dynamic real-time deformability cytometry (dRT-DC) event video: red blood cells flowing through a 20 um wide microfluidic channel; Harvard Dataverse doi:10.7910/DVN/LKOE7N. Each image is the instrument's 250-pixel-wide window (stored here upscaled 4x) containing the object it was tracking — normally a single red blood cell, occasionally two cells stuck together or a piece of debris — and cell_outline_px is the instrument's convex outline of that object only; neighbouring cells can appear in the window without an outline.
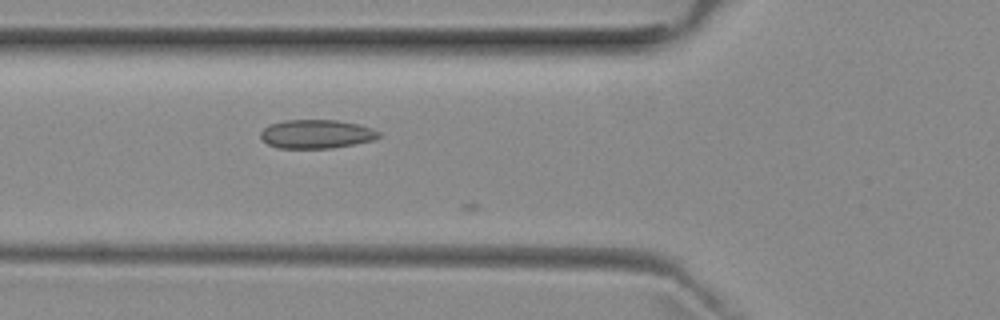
{"species": "common noctule bat (a hibernating species)", "species_latin": "Nyctalus noctula", "temperature_condition": "room temperature", "stored_images_in_passage": 4, "camera_frame_rate_fps": 3000, "um_per_image_px": 0.085, "animal": {"sex": "female", "body_mass_g": 29.2, "forearm_length_mm": 56.3}, "frame": {"image": 1, "passage_image": 2, "time_ms": 0.333, "image_size_px": [1000, 320], "cell_outline_px": [[380, 136], [372, 140], [356, 144], [332, 148], [280, 148], [268, 144], [260, 136], [260, 132], [264, 128], [272, 124], [284, 120], [336, 120], [360, 124], [372, 128], [380, 132]], "centroid_in_image_um": [26.92, 11.39], "position_along_channel_um": 98.9, "area_um2": 19.77}}